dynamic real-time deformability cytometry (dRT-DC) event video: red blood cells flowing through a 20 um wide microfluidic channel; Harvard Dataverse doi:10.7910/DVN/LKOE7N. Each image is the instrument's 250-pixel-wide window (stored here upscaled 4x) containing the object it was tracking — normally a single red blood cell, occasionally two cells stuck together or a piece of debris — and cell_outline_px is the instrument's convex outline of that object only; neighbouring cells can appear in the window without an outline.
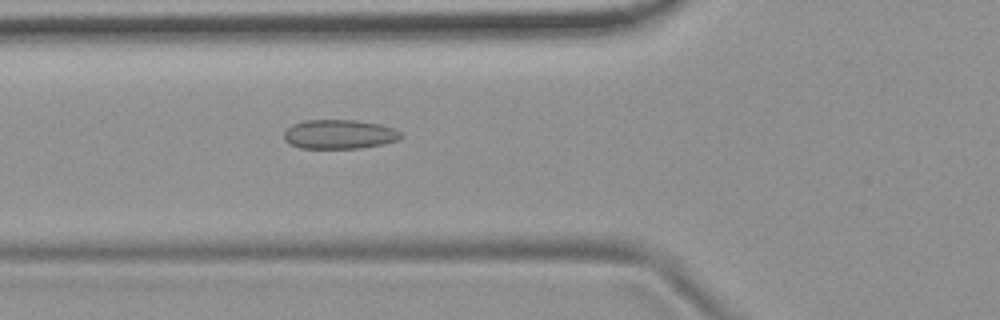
{"species": "common noctule bat (a hibernating species)", "species_latin": "Nyctalus noctula", "temperature_condition": "room temperature", "stored_images_in_passage": 44, "camera_frame_rate_fps": 3000, "um_per_image_px": 0.085, "animal": {"sex": "female", "body_mass_g": 19.9}, "frame": {"image": 1, "passage_image": 10, "time_ms": 3.0, "image_size_px": [1000, 320], "cell_outline_px": [[404, 136], [396, 140], [380, 144], [360, 148], [300, 148], [284, 140], [284, 132], [292, 124], [304, 120], [356, 120], [380, 124], [392, 128], [400, 132]], "centroid_in_image_um": [28.82, 11.4], "position_along_channel_um": 97.0, "area_um2": 19.77}}
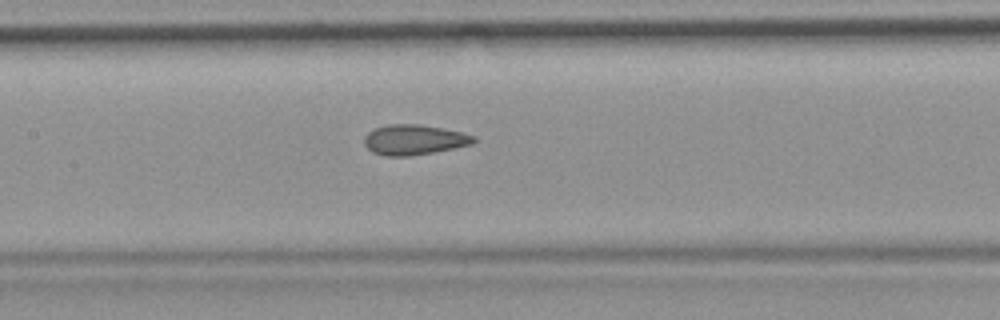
{"frame": {"image": 2, "passage_image": 16, "time_ms": 5.0, "image_size_px": [1000, 320], "cell_outline_px": [[476, 140], [472, 144], [432, 152], [408, 156], [388, 156], [372, 152], [364, 144], [364, 136], [368, 132], [376, 128], [388, 124], [420, 124], [460, 132], [476, 136]], "centroid_in_image_um": [35.17, 11.87], "position_along_channel_um": 172.2, "area_um2": 19.02}}
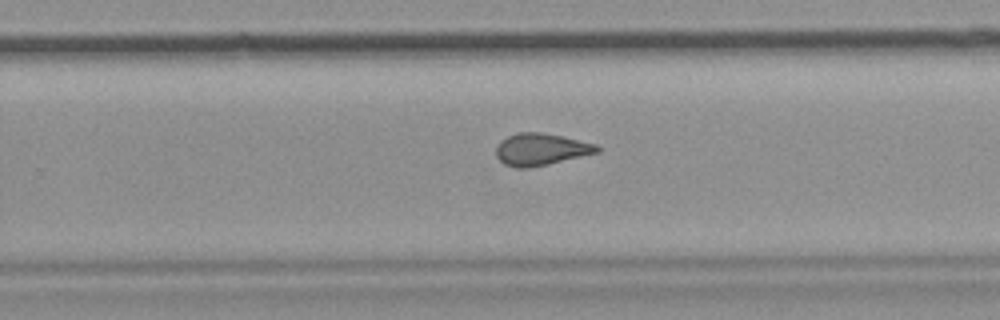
{"frame": {"image": 3, "passage_image": 25, "time_ms": 8.0, "image_size_px": [1000, 320], "cell_outline_px": [[600, 152], [548, 164], [528, 168], [516, 168], [504, 164], [496, 156], [496, 144], [500, 140], [516, 132], [540, 132], [560, 136], [596, 144], [600, 148]], "centroid_in_image_um": [45.94, 12.7], "position_along_channel_um": 283.9, "area_um2": 18.84}, "authors_computed_cell_mechanics": {"area_um2": 19.1318, "velocity_mm_per_s": 3.7447, "shape_relaxation_time_tau1_ms": null, "shape_relaxation_time_tau2_ms": 1.8316, "deformation_change_tau1": null, "deformation_change_tau2": 0.0961}}